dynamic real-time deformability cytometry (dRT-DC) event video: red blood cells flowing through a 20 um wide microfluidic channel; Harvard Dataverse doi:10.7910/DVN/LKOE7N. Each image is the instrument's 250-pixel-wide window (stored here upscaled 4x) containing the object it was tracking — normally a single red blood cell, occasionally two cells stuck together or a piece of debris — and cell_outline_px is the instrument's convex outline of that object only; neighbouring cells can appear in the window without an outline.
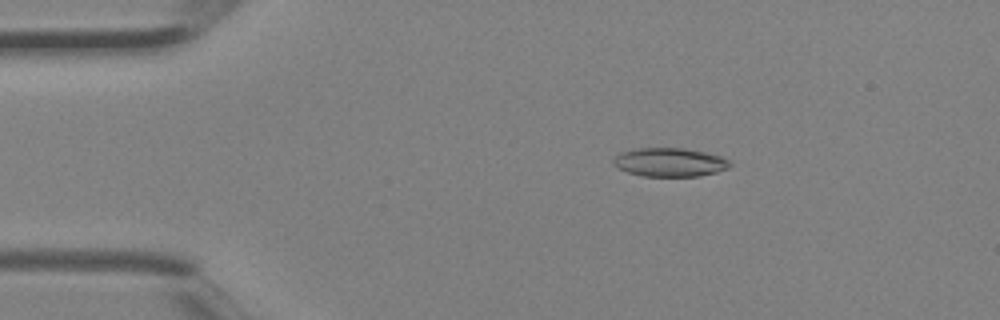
{"species": "Egyptian fruit bat (a non-hibernating species)", "species_latin": "Rousettus aegyptiacus", "temperature_condition": "room temperature", "stored_images_in_passage": 3, "camera_frame_rate_fps": 3000, "um_per_image_px": 0.085, "animal": {"sex": "female"}, "frame": {"image": 1, "passage_image": 2, "time_ms": 0.333, "image_size_px": [1000, 320], "cell_outline_px": [[732, 164], [728, 168], [716, 172], [700, 176], [644, 176], [628, 172], [620, 168], [612, 160], [620, 152], [640, 148], [684, 148], [704, 152], [720, 156], [728, 160]], "centroid_in_image_um": [56.96, 13.79], "position_along_channel_um": 28.0, "area_um2": 19.25}}